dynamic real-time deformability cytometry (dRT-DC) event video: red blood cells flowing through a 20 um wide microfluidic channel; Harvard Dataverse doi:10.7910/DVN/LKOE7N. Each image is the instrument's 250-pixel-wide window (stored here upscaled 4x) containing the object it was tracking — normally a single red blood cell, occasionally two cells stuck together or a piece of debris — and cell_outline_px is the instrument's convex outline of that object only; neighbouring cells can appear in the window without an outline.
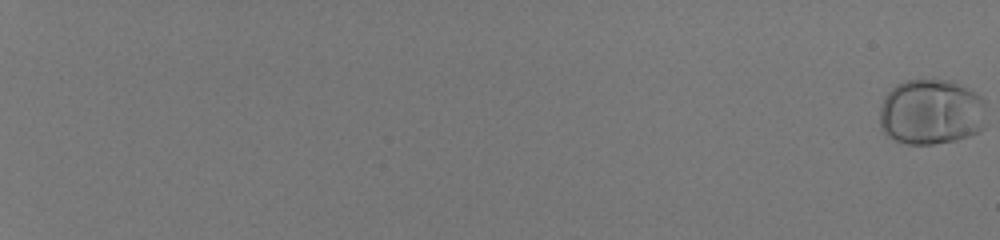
{"species": "human", "species_latin": "Homo sapiens", "temperature_condition": "room temperature", "stored_images_in_passage": 41, "camera_frame_rate_fps": 3000, "um_per_image_px": 0.085, "donor": {"sex": "male"}, "frame": {"image": 1, "passage_image": 1, "time_ms": 0.0, "image_size_px": [1000, 240], "cell_outline_px": [[972, 132], [948, 140], [928, 144], [912, 144], [900, 140], [892, 136], [888, 132], [884, 124], [884, 104], [888, 96], [900, 84], [916, 80], [920, 80], [948, 84], [960, 88], [968, 92]], "centroid_in_image_um": [78.82, 9.56], "position_along_channel_um": 6.2, "area_um2": 33.64}}
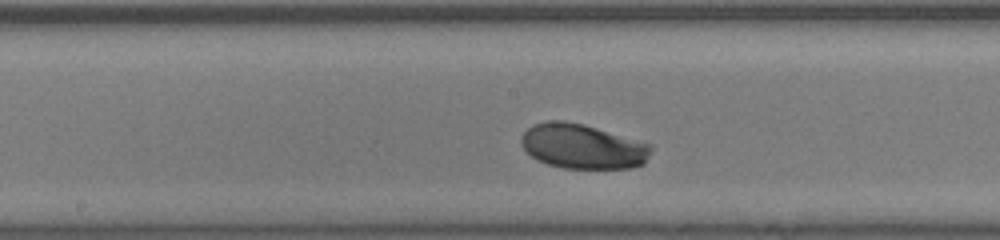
{"frame": {"image": 2, "passage_image": 26, "time_ms": 8.333, "image_size_px": [1000, 240], "cell_outline_px": [[648, 152], [644, 160], [640, 164], [628, 168], [568, 168], [548, 164], [532, 156], [524, 148], [524, 132], [528, 128], [536, 124], [580, 124], [644, 144], [648, 148]], "centroid_in_image_um": [49.47, 12.51], "position_along_channel_um": 198.7, "area_um2": 31.04}}
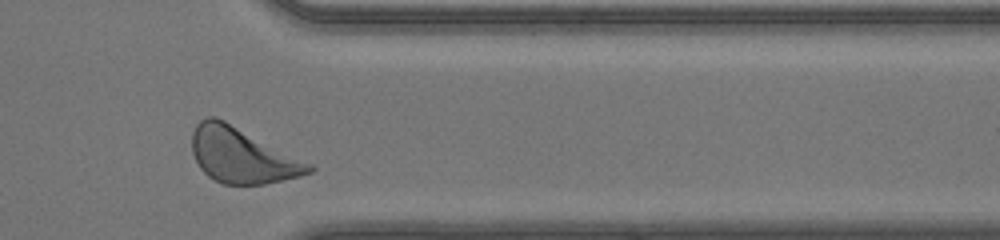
{"frame": {"image": 3, "passage_image": 40, "time_ms": 13.0, "image_size_px": [1000, 240], "cell_outline_px": [[316, 168], [312, 172], [264, 184], [224, 184], [208, 176], [200, 168], [192, 152], [192, 136], [196, 124], [200, 120], [212, 116], [224, 120], [312, 164]], "centroid_in_image_um": [20.55, 13.21], "position_along_channel_um": 390.8, "area_um2": 36.99}, "authors_computed_cell_mechanics": {"area_um2": 31.9634, "velocity_mm_per_s": 4.1163, "shape_relaxation_time_tau1_ms": 1.1021, "shape_relaxation_time_tau2_ms": 6.0094, "deformation_change_tau1": 0.0962, "deformation_change_tau2": 0.1286}}